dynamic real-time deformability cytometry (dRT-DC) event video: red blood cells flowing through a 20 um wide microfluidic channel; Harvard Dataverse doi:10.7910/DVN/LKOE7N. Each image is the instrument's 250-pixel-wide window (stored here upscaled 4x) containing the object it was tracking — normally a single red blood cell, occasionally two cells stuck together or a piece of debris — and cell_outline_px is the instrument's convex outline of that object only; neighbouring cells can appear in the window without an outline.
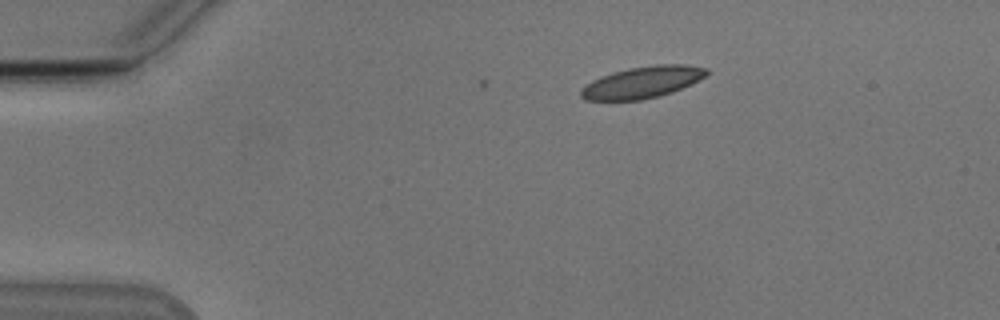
{"species": "Egyptian fruit bat (a non-hibernating species)", "species_latin": "Rousettus aegyptiacus", "temperature_condition": "cold", "stored_images_in_passage": 8, "camera_frame_rate_fps": 3000, "um_per_image_px": 0.085, "animal": {"sex": "male"}, "frame": {"image": 1, "passage_image": 1, "time_ms": 0.0, "image_size_px": [1000, 320], "cell_outline_px": [[708, 72], [704, 76], [672, 92], [640, 100], [584, 100], [580, 96], [580, 88], [592, 80], [600, 76], [612, 72], [628, 68], [656, 64], [684, 64], [708, 68]], "centroid_in_image_um": [54.53, 6.98], "position_along_channel_um": 30.5, "area_um2": 23.0}}